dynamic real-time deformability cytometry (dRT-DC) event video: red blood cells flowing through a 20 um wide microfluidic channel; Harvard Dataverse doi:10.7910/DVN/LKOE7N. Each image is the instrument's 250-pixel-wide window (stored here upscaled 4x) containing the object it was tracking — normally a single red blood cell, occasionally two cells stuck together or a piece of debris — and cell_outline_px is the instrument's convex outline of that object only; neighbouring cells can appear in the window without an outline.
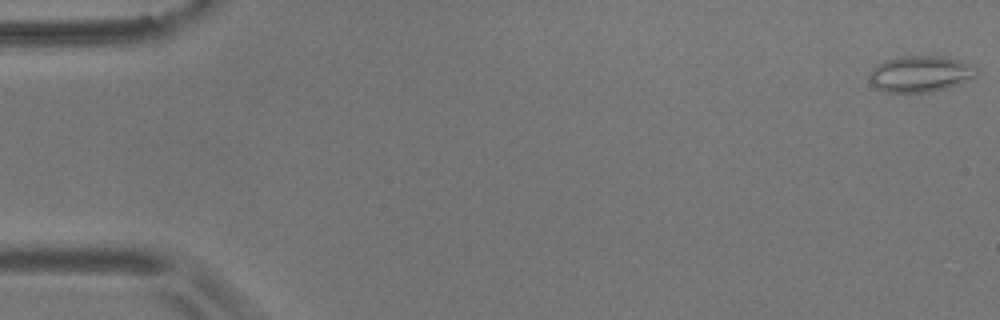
{"species": "common noctule bat (a hibernating species)", "species_latin": "Nyctalus noctula", "temperature_condition": "room temperature", "stored_images_in_passage": 21, "camera_frame_rate_fps": 3000, "um_per_image_px": 0.085, "animal": {"sex": "male", "body_mass_g": 17.9}, "frame": {"image": 1, "passage_image": 1, "time_ms": 0.0, "image_size_px": [1000, 320], "cell_outline_px": [[980, 68], [976, 76], [960, 84], [948, 88], [928, 92], [884, 92], [876, 88], [868, 80], [868, 72], [876, 64], [884, 60], [900, 56], [948, 56], [976, 64]], "centroid_in_image_um": [78.27, 6.26], "position_along_channel_um": 6.7, "area_um2": 23.41}}
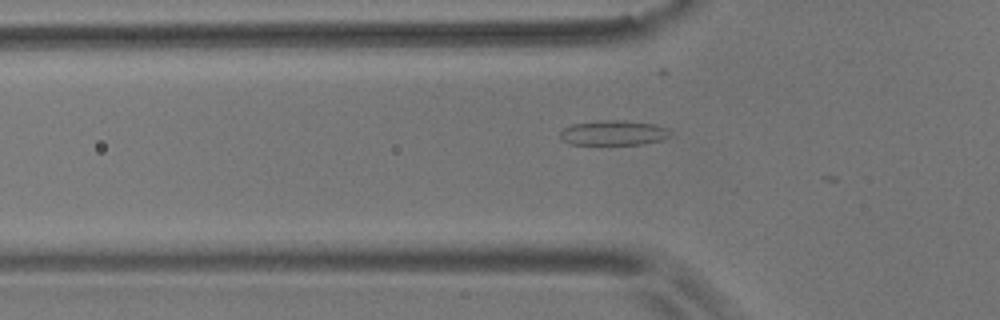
{"frame": {"image": 2, "passage_image": 18, "time_ms": 5.667, "image_size_px": [1000, 320], "cell_outline_px": [[672, 136], [660, 140], [640, 144], [568, 144], [560, 140], [560, 132], [564, 128], [572, 124], [596, 120], [624, 120], [652, 124], [668, 128]], "centroid_in_image_um": [52.11, 11.29], "position_along_channel_um": 73.7, "area_um2": 16.07}}